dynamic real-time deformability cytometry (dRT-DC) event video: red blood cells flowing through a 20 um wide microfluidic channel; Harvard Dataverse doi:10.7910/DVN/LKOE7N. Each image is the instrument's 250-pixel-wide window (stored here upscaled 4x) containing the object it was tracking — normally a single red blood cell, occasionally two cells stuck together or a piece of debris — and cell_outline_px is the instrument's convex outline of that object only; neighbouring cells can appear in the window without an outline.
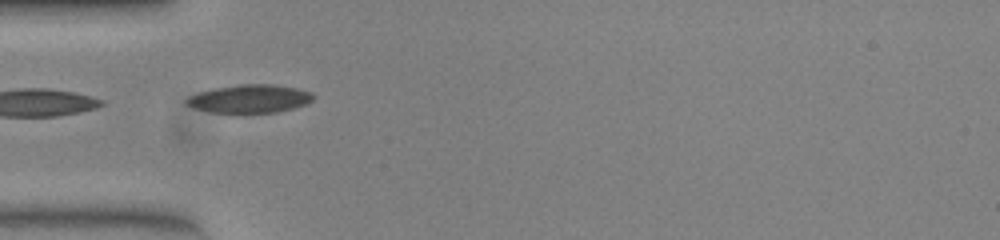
{"species": "common noctule bat (a hibernating species)", "species_latin": "Nyctalus noctula", "temperature_condition": "warm", "stored_images_in_passage": 3, "camera_frame_rate_fps": 3000, "um_per_image_px": 0.085, "animal": {"sex": "female", "body_mass_g": 23.0, "forearm_length_mm": 53.4}, "frame": {"image": 1, "passage_image": 1, "time_ms": 0.0, "image_size_px": [1000, 240], "cell_outline_px": [[316, 96], [312, 100], [304, 104], [292, 108], [276, 112], [212, 112], [196, 108], [184, 104], [184, 100], [200, 92], [216, 88], [240, 84], [272, 84], [296, 88], [312, 92]], "centroid_in_image_um": [21.25, 8.38], "position_along_channel_um": 63.7, "area_um2": 20.46}}